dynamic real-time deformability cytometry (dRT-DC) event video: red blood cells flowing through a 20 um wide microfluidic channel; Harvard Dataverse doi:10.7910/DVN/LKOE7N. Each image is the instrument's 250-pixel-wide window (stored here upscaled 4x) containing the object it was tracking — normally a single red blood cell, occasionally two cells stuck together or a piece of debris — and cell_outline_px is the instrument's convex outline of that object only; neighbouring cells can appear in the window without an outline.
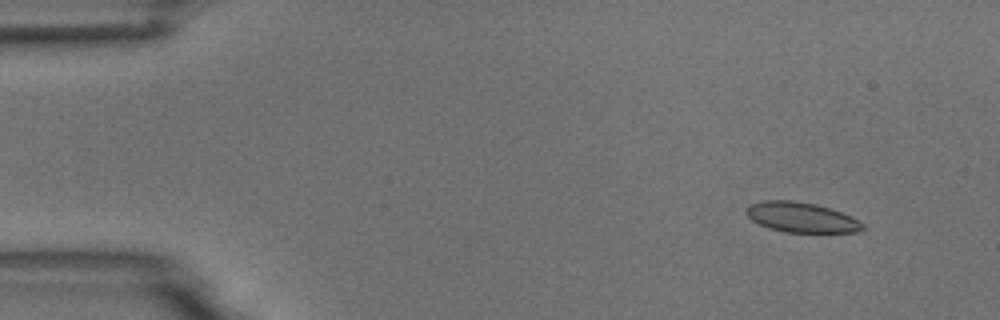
{"species": "common noctule bat (a hibernating species)", "species_latin": "Nyctalus noctula", "temperature_condition": "room temperature", "stored_images_in_passage": 51, "segment_of_instrument_passage": [1, 2], "camera_frame_rate_fps": 3000, "um_per_image_px": 0.085, "animal": {"sex": "male", "body_mass_g": 18.8}, "frame": {"image": 1, "passage_image": 1, "time_ms": 0.0, "image_size_px": [1000, 320], "cell_outline_px": [[868, 228], [856, 232], [784, 232], [768, 228], [752, 220], [744, 212], [744, 208], [748, 204], [764, 200], [792, 200], [816, 204], [840, 212], [864, 224]], "centroid_in_image_um": [68.06, 18.47], "position_along_channel_um": 16.9, "area_um2": 20.4}}
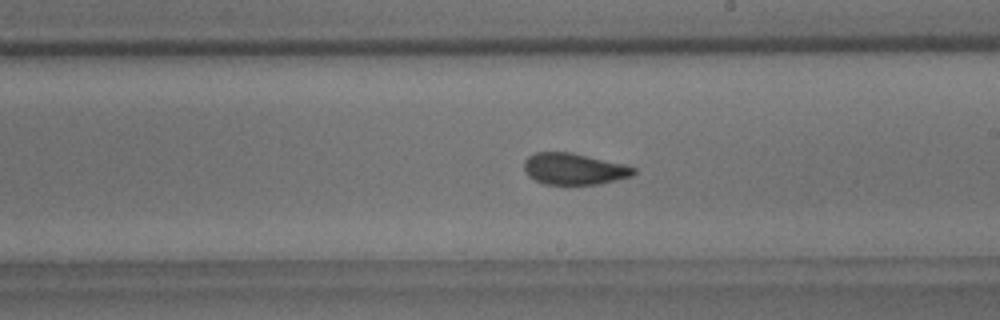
{"frame": {"image": 2, "passage_image": 27, "time_ms": 8.667, "image_size_px": [1000, 320], "cell_outline_px": [[636, 172], [632, 176], [600, 184], [544, 184], [528, 176], [524, 172], [524, 160], [528, 156], [536, 152], [572, 152], [624, 164], [636, 168]], "centroid_in_image_um": [48.78, 14.35], "position_along_channel_um": 240.2, "area_um2": 20.17}}
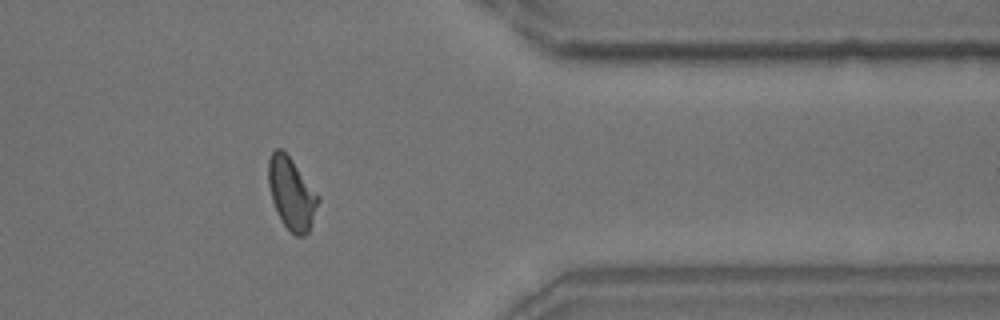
{"frame": {"image": 3, "passage_image": 40, "time_ms": 13.0, "image_size_px": [1000, 320], "cell_outline_px": [[320, 200], [308, 232], [304, 236], [296, 236], [280, 220], [272, 200], [268, 184], [268, 160], [272, 152], [276, 148], [280, 148], [292, 160], [320, 196]], "centroid_in_image_um": [24.78, 16.45], "position_along_channel_um": 386.6, "area_um2": 20.69}}